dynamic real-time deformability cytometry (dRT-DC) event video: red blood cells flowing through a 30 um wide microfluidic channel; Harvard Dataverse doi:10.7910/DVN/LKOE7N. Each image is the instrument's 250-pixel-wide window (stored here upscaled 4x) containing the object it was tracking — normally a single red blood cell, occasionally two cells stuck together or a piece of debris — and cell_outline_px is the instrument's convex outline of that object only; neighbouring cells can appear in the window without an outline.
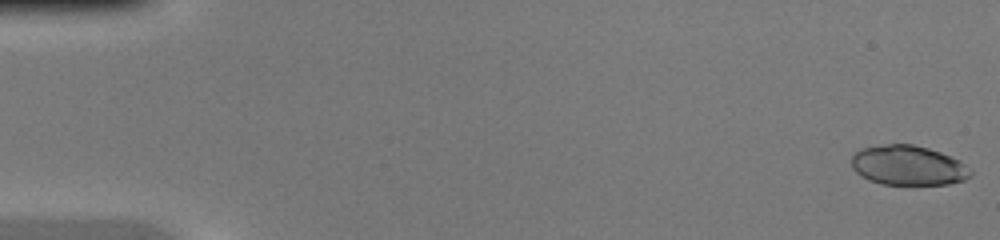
{"species": "common noctule bat (a hibernating species)", "species_latin": "Nyctalus noctula", "temperature_condition": "warm", "stored_images_in_passage": 46, "camera_frame_rate_fps": 3000, "um_per_image_px": 0.085, "animal": {"sex": "female", "body_mass_g": 20.0, "forearm_length_mm": 54.0}, "frame": {"image": 1, "passage_image": 1, "time_ms": 0.0, "image_size_px": [1000, 240], "cell_outline_px": [[972, 176], [964, 180], [948, 184], [884, 184], [868, 180], [860, 176], [852, 168], [852, 156], [860, 148], [888, 144], [912, 144], [928, 148], [940, 152], [960, 160], [972, 172]], "centroid_in_image_um": [77.19, 14.06], "position_along_channel_um": 7.8, "area_um2": 27.57}}
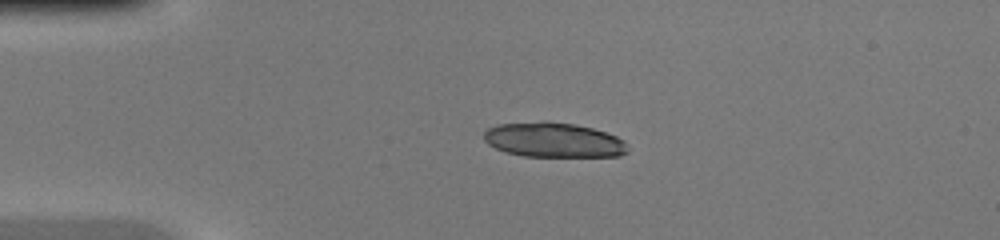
{"frame": {"image": 2, "passage_image": 11, "time_ms": 3.333, "image_size_px": [1000, 240], "cell_outline_px": [[628, 152], [620, 156], [524, 156], [504, 152], [488, 144], [484, 140], [484, 132], [488, 128], [496, 124], [544, 120], [576, 124], [592, 128], [616, 136], [624, 140], [628, 148]], "centroid_in_image_um": [47.03, 11.88], "position_along_channel_um": 38.0, "area_um2": 29.42}}